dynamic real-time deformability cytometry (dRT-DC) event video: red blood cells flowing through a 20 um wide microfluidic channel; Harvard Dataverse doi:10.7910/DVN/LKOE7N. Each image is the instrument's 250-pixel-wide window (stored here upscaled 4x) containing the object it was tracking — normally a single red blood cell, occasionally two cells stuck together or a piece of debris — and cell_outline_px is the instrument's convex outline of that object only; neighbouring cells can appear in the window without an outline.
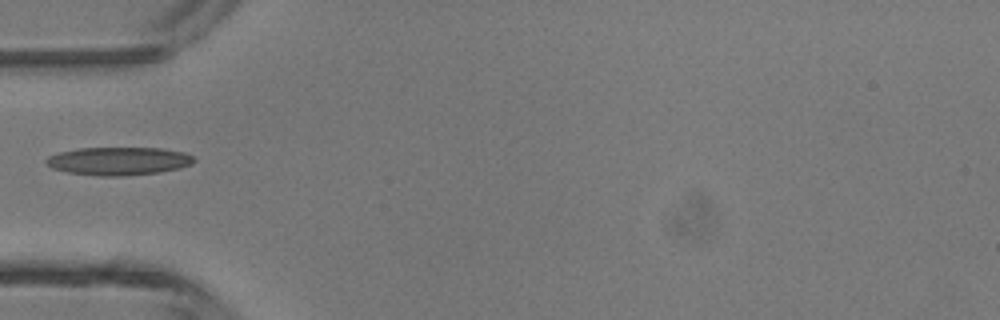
{"species": "common noctule bat (a hibernating species)", "species_latin": "Nyctalus noctula", "temperature_condition": "room temperature", "stored_images_in_passage": 32, "camera_frame_rate_fps": 3000, "um_per_image_px": 0.085, "animal": {"sex": "male", "body_mass_g": 13.3}, "frame": {"image": 1, "passage_image": 1, "time_ms": 0.0, "image_size_px": [1000, 320], "cell_outline_px": [[196, 160], [192, 164], [180, 168], [160, 172], [124, 176], [100, 176], [68, 172], [52, 168], [44, 160], [48, 156], [60, 152], [80, 148], [164, 148], [184, 152], [192, 156]], "centroid_in_image_um": [10.11, 13.69], "position_along_channel_um": 74.9, "area_um2": 24.22}}
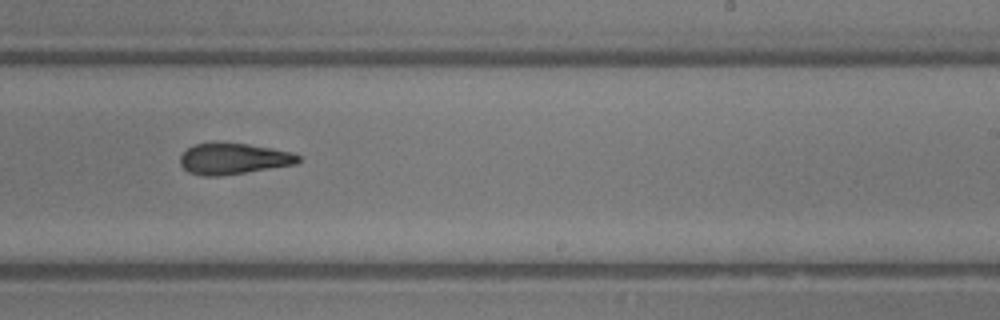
{"frame": {"image": 2, "passage_image": 14, "time_ms": 4.333, "image_size_px": [1000, 320], "cell_outline_px": [[304, 156], [296, 164], [220, 176], [204, 176], [188, 172], [180, 164], [180, 156], [192, 144], [216, 140], [248, 144], [272, 148], [292, 152]], "centroid_in_image_um": [19.83, 13.45], "position_along_channel_um": 269.2, "area_um2": 21.96}}
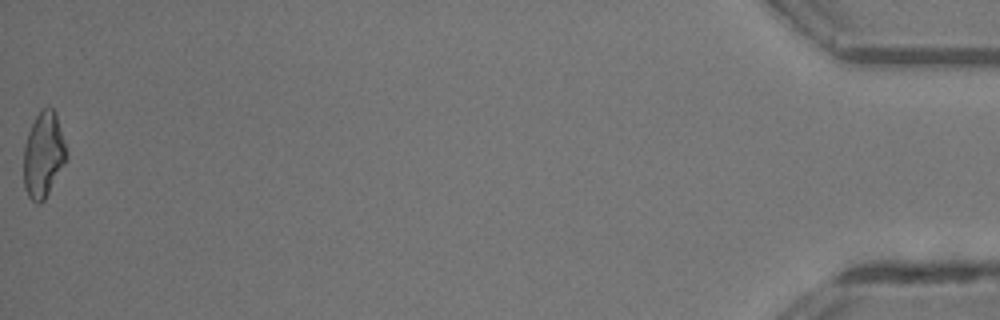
{"frame": {"image": 3, "passage_image": 32, "time_ms": 10.333, "image_size_px": [1000, 320], "cell_outline_px": [[68, 160], [44, 200], [40, 204], [36, 204], [28, 196], [24, 188], [24, 148], [28, 132], [40, 108], [52, 108], [56, 112], [68, 152]], "centroid_in_image_um": [3.72, 13.17], "position_along_channel_um": 431.5, "area_um2": 21.62}}